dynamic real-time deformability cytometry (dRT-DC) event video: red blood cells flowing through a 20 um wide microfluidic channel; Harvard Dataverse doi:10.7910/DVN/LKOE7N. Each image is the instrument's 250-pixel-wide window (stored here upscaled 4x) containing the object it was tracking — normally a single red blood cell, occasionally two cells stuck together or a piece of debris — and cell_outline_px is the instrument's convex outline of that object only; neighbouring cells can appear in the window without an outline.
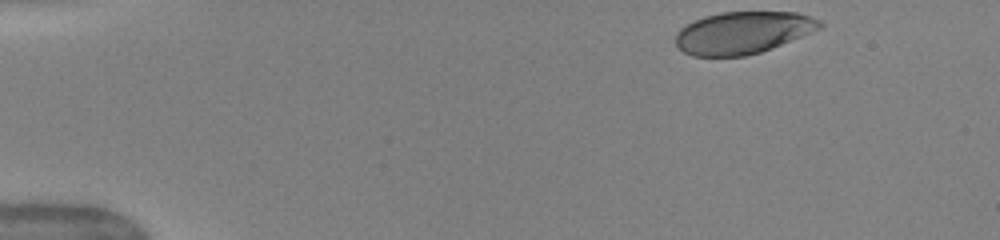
{"species": "human", "species_latin": "Homo sapiens", "temperature_condition": "warm", "stored_images_in_passage": 45, "camera_frame_rate_fps": 3000, "um_per_image_px": 0.085, "donor": {"sex": "female"}, "frame": {"image": 1, "passage_image": 1, "time_ms": 0.0, "image_size_px": [1000, 240], "cell_outline_px": [[824, 24], [820, 28], [760, 52], [744, 56], [692, 56], [684, 52], [676, 44], [676, 32], [680, 28], [704, 16], [720, 12], [796, 12], [812, 16], [820, 20]], "centroid_in_image_um": [63.12, 2.76], "position_along_channel_um": 21.9, "area_um2": 35.08}}
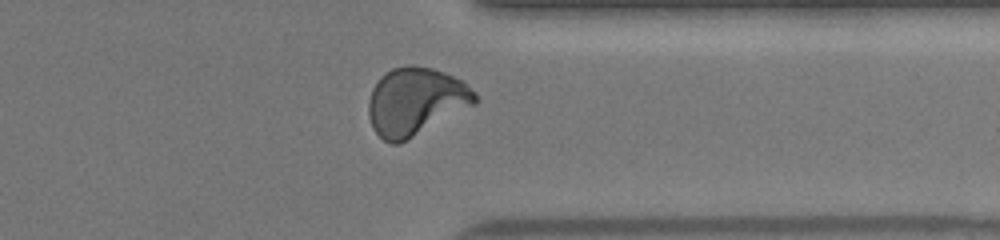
{"frame": {"image": 2, "passage_image": 35, "time_ms": 11.333, "image_size_px": [1000, 240], "cell_outline_px": [[480, 100], [476, 104], [408, 140], [400, 144], [392, 144], [384, 140], [372, 128], [368, 112], [368, 100], [372, 88], [380, 76], [384, 72], [392, 68], [408, 64], [412, 64], [432, 68], [444, 72], [464, 80], [476, 92]], "centroid_in_image_um": [35.35, 8.61], "position_along_channel_um": 376.1, "area_um2": 42.77}}
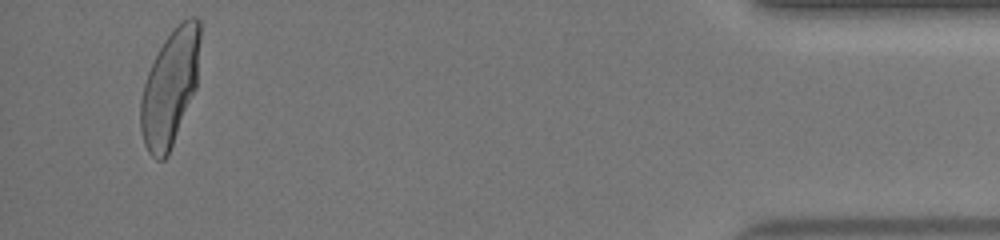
{"frame": {"image": 3, "passage_image": 43, "time_ms": 14.0, "image_size_px": [1000, 240], "cell_outline_px": [[200, 40], [196, 88], [168, 156], [164, 160], [156, 160], [148, 152], [144, 144], [140, 128], [140, 100], [144, 84], [148, 72], [164, 40], [172, 28], [188, 16], [196, 16], [200, 20]], "centroid_in_image_um": [14.45, 7.44], "position_along_channel_um": 420.7, "area_um2": 40.23}, "authors_computed_cell_mechanics": {"area_um2": 39.6508, "velocity_mm_per_s": 4.0362, "shape_relaxation_time_tau1_ms": 4.3641, "shape_relaxation_time_tau2_ms": null, "deformation_change_tau1": 0.1906, "deformation_change_tau2": null}}